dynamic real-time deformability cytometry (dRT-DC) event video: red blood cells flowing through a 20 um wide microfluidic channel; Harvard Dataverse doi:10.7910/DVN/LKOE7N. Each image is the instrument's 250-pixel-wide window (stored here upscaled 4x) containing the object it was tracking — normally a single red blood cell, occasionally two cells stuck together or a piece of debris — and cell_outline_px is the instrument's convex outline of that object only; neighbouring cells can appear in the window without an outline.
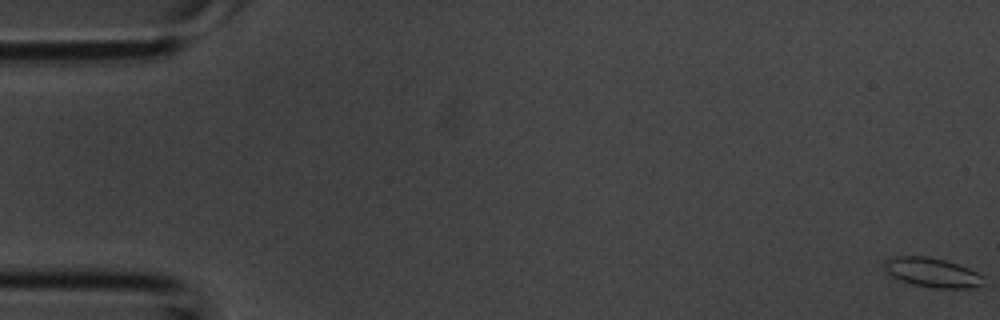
{"species": "common noctule bat (a hibernating species)", "species_latin": "Nyctalus noctula", "temperature_condition": "room temperature", "stored_images_in_passage": 4, "camera_frame_rate_fps": 3000, "um_per_image_px": 0.085, "animal": {"sex": "male", "body_mass_g": 20.1, "forearm_length_mm": 53.5}, "frame": {"image": 1, "passage_image": 4, "time_ms": 1.0, "image_size_px": [1000, 320], "cell_outline_px": [[984, 284], [972, 288], [936, 288], [912, 284], [900, 280], [892, 276], [884, 268], [884, 260], [896, 256], [924, 256], [944, 260], [968, 268], [984, 276]], "centroid_in_image_um": [79.25, 23.17], "position_along_channel_um": 5.8, "area_um2": 16.88}}